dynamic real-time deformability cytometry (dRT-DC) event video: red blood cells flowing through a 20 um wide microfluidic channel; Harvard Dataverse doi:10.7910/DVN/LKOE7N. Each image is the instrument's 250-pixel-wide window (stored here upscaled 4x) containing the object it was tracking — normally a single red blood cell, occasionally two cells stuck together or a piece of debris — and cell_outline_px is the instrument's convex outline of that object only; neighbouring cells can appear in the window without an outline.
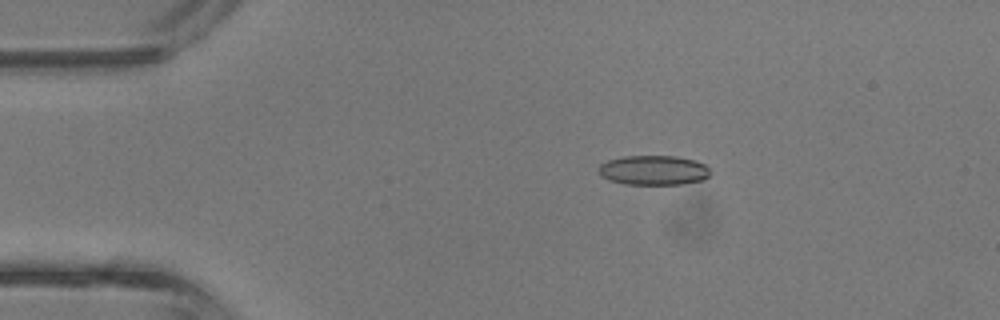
{"species": "common noctule bat (a hibernating species)", "species_latin": "Nyctalus noctula", "temperature_condition": "room temperature", "stored_images_in_passage": 42, "camera_frame_rate_fps": 3000, "um_per_image_px": 0.085, "animal": {"sex": "male", "body_mass_g": 13.3}, "frame": {"image": 1, "passage_image": 8, "time_ms": 2.333, "image_size_px": [1000, 320], "cell_outline_px": [[712, 172], [704, 180], [680, 184], [624, 184], [608, 180], [600, 176], [596, 168], [600, 164], [608, 160], [624, 156], [676, 156], [696, 160], [704, 164]], "centroid_in_image_um": [55.53, 14.47], "position_along_channel_um": 29.5, "area_um2": 19.54}}
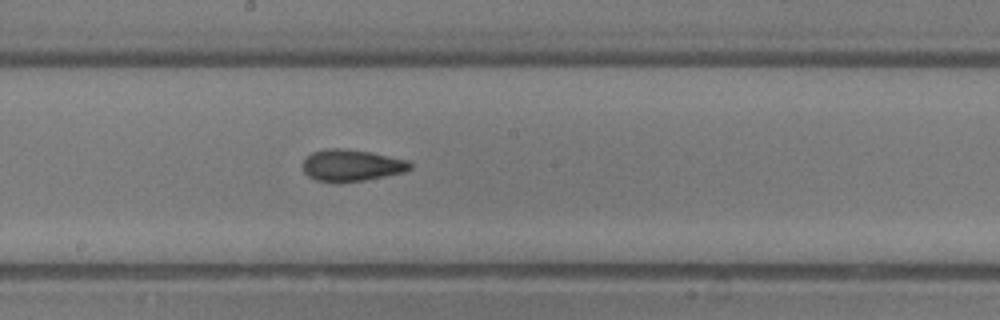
{"frame": {"image": 2, "passage_image": 23, "time_ms": 7.333, "image_size_px": [1000, 320], "cell_outline_px": [[412, 168], [404, 172], [364, 180], [340, 184], [336, 184], [316, 180], [308, 176], [304, 172], [304, 160], [312, 152], [328, 148], [348, 148], [372, 152], [408, 160], [412, 164]], "centroid_in_image_um": [29.88, 14.06], "position_along_channel_um": 218.3, "area_um2": 20.17}}
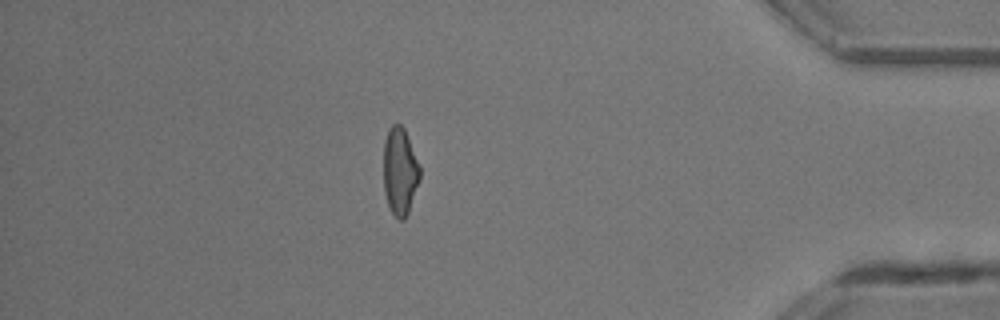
{"frame": {"image": 3, "passage_image": 37, "time_ms": 12.0, "image_size_px": [1000, 320], "cell_outline_px": [[420, 180], [408, 212], [404, 220], [400, 220], [392, 212], [388, 204], [384, 192], [384, 140], [388, 128], [392, 124], [400, 124], [404, 128], [420, 168]], "centroid_in_image_um": [33.98, 14.55], "position_along_channel_um": 401.2, "area_um2": 18.38}, "authors_computed_cell_mechanics": {"area_um2": 19.2474, "velocity_mm_per_s": 4.8459, "shape_relaxation_time_tau1_ms": 6.1146, "shape_relaxation_time_tau2_ms": 1.4719, "deformation_change_tau1": 0.186, "deformation_change_tau2": 0.0785}}